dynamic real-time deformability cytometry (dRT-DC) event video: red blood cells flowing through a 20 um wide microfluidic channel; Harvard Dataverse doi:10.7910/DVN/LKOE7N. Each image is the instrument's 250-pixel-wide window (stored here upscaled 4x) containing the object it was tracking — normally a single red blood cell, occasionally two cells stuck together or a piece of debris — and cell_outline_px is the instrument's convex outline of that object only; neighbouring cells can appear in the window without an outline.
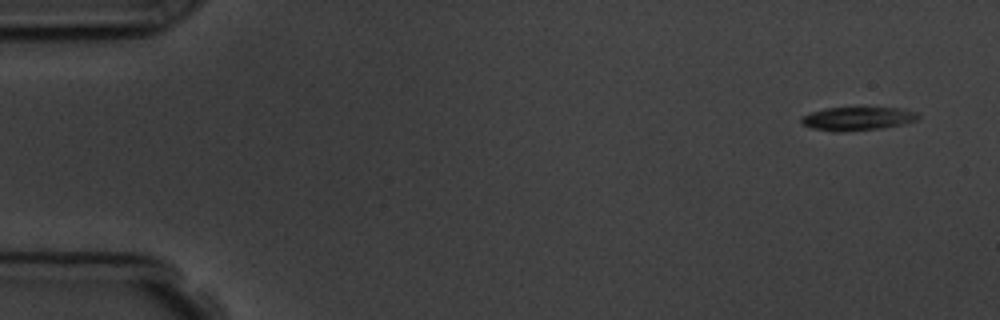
{"species": "common noctule bat (a hibernating species)", "species_latin": "Nyctalus noctula", "temperature_condition": "room temperature", "stored_images_in_passage": 6, "camera_frame_rate_fps": 3000, "um_per_image_px": 0.085, "animal": {"sex": "male", "body_mass_g": 19.5, "forearm_length_mm": 54.6}, "frame": {"image": 1, "passage_image": 1, "time_ms": 0.0, "image_size_px": [1000, 320], "cell_outline_px": [[920, 116], [916, 120], [900, 124], [880, 128], [840, 132], [832, 132], [812, 128], [804, 124], [800, 120], [804, 116], [812, 112], [828, 108], [900, 108], [916, 112]], "centroid_in_image_um": [72.88, 10.09], "position_along_channel_um": 12.1, "area_um2": 15.61}}
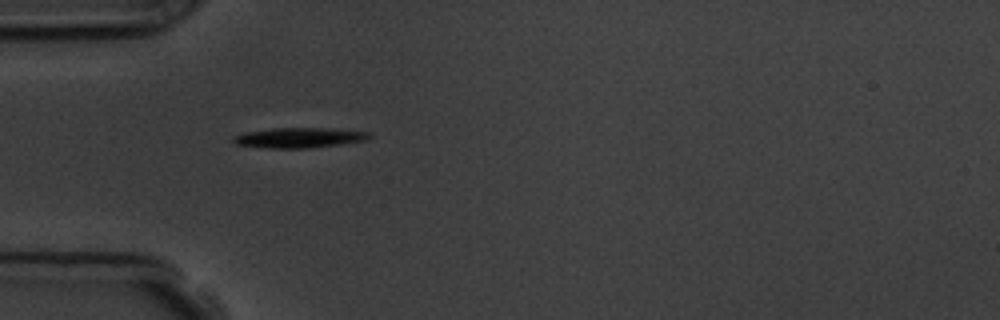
{"frame": {"image": 2, "passage_image": 5, "time_ms": 4.667, "image_size_px": [1000, 320], "cell_outline_px": [[372, 136], [368, 140], [340, 144], [308, 148], [268, 148], [236, 144], [232, 140], [232, 136], [244, 132], [272, 128], [324, 128], [368, 132]], "centroid_in_image_um": [25.4, 11.7], "position_along_channel_um": 59.6, "area_um2": 15.9}}